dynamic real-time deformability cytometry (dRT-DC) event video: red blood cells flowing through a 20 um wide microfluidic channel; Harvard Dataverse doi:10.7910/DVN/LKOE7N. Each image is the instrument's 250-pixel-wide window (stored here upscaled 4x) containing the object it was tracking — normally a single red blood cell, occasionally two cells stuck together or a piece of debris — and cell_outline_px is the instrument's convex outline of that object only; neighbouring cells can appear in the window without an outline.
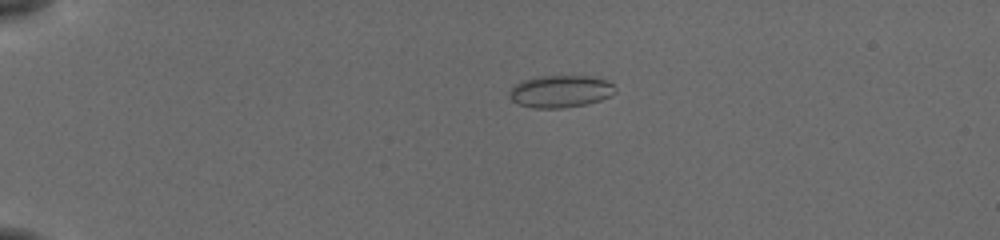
{"species": "common noctule bat (a hibernating species)", "species_latin": "Nyctalus noctula", "temperature_condition": "cold", "stored_images_in_passage": 13, "camera_frame_rate_fps": 3000, "um_per_image_px": 0.085, "animal": {"sex": "female", "body_mass_g": 19.5, "forearm_length_mm": 54.1}, "frame": {"image": 1, "passage_image": 1, "time_ms": 0.0, "image_size_px": [1000, 240], "cell_outline_px": [[616, 92], [612, 96], [600, 100], [584, 104], [560, 108], [532, 108], [520, 104], [512, 100], [508, 96], [508, 92], [512, 84], [536, 76], [592, 76], [608, 80], [616, 88]], "centroid_in_image_um": [47.63, 7.75], "position_along_channel_um": 37.4, "area_um2": 20.11}}
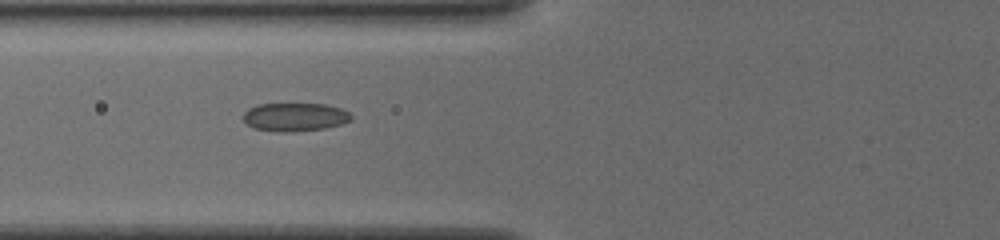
{"frame": {"image": 2, "passage_image": 10, "time_ms": 3.0, "image_size_px": [1000, 240], "cell_outline_px": [[352, 120], [340, 124], [324, 128], [288, 132], [284, 132], [256, 128], [248, 124], [244, 120], [244, 112], [248, 108], [256, 104], [324, 104], [340, 108], [348, 112], [352, 116]], "centroid_in_image_um": [25.07, 9.93], "position_along_channel_um": 100.7, "area_um2": 17.57}}
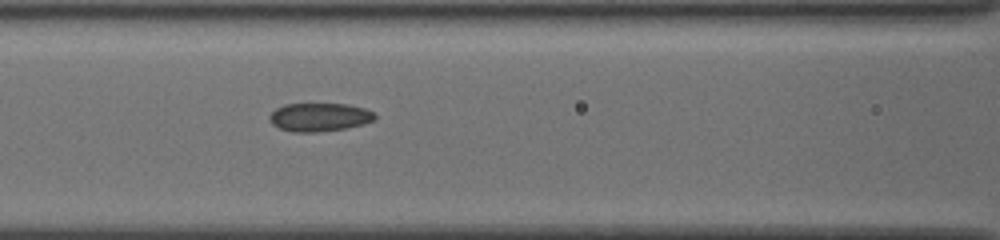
{"frame": {"image": 3, "passage_image": 13, "time_ms": 4.0, "image_size_px": [1000, 240], "cell_outline_px": [[376, 116], [372, 120], [360, 124], [344, 128], [316, 132], [292, 132], [280, 128], [272, 124], [268, 116], [276, 108], [284, 104], [348, 104], [364, 108], [376, 112]], "centroid_in_image_um": [27.12, 9.94], "position_along_channel_um": 139.5, "area_um2": 17.28}}